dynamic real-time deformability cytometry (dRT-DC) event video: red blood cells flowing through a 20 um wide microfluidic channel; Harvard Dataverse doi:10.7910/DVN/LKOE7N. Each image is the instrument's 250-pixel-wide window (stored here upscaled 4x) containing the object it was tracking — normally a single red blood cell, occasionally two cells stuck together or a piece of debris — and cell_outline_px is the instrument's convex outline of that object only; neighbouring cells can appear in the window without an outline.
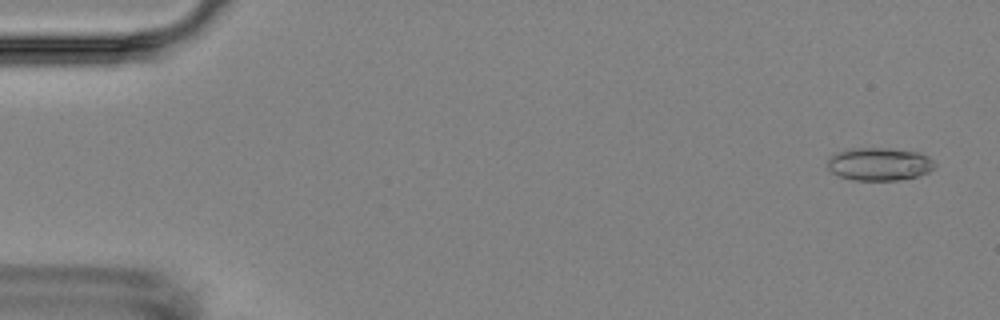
{"species": "Egyptian fruit bat (a non-hibernating species)", "species_latin": "Rousettus aegyptiacus", "temperature_condition": "room temperature", "stored_images_in_passage": 6, "camera_frame_rate_fps": 3000, "um_per_image_px": 0.085, "animal": {"sex": "female"}, "frame": {"image": 1, "passage_image": 1, "time_ms": 0.0, "image_size_px": [1000, 320], "cell_outline_px": [[936, 164], [928, 172], [916, 176], [900, 180], [856, 180], [840, 176], [832, 172], [828, 168], [828, 160], [832, 156], [840, 152], [852, 148], [884, 148], [916, 152], [928, 156]], "centroid_in_image_um": [74.75, 13.95], "position_along_channel_um": 10.3, "area_um2": 20.17}}